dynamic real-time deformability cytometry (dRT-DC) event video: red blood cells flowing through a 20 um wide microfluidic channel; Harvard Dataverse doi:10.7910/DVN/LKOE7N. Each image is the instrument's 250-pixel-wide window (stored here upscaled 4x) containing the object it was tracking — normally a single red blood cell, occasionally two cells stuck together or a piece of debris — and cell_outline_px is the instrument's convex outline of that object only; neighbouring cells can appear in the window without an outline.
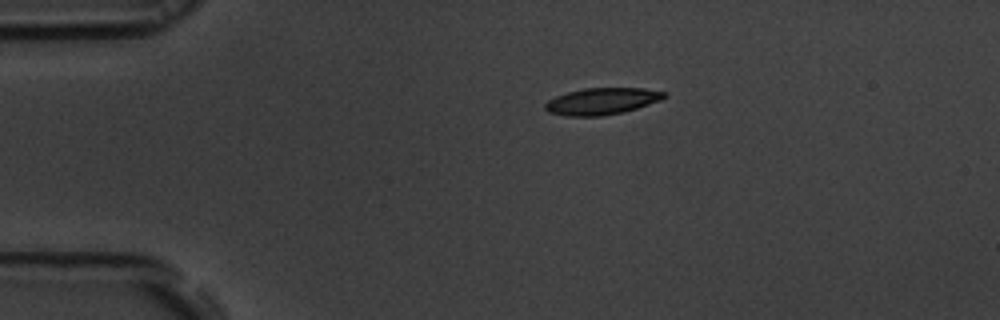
{"species": "common noctule bat (a hibernating species)", "species_latin": "Nyctalus noctula", "temperature_condition": "room temperature", "stored_images_in_passage": 45, "camera_frame_rate_fps": 3000, "um_per_image_px": 0.085, "animal": {"sex": "male", "body_mass_g": 19.5, "forearm_length_mm": 54.6}, "frame": {"image": 1, "passage_image": 1, "time_ms": 0.0, "image_size_px": [1000, 320], "cell_outline_px": [[668, 96], [660, 100], [624, 112], [600, 116], [564, 116], [548, 112], [544, 108], [544, 104], [548, 100], [556, 96], [568, 92], [584, 88], [644, 88], [668, 92]], "centroid_in_image_um": [51.16, 8.6], "position_along_channel_um": 33.8, "area_um2": 18.61}}
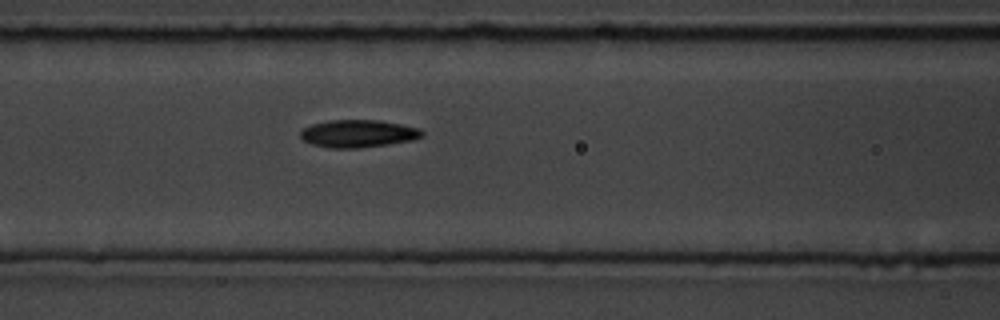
{"frame": {"image": 2, "passage_image": 13, "time_ms": 4.0, "image_size_px": [1000, 320], "cell_outline_px": [[424, 136], [412, 140], [388, 144], [360, 148], [328, 148], [312, 144], [304, 140], [300, 136], [300, 132], [304, 128], [312, 124], [328, 120], [380, 120], [420, 128], [424, 132]], "centroid_in_image_um": [30.46, 11.35], "position_along_channel_um": 136.1, "area_um2": 19.59}}
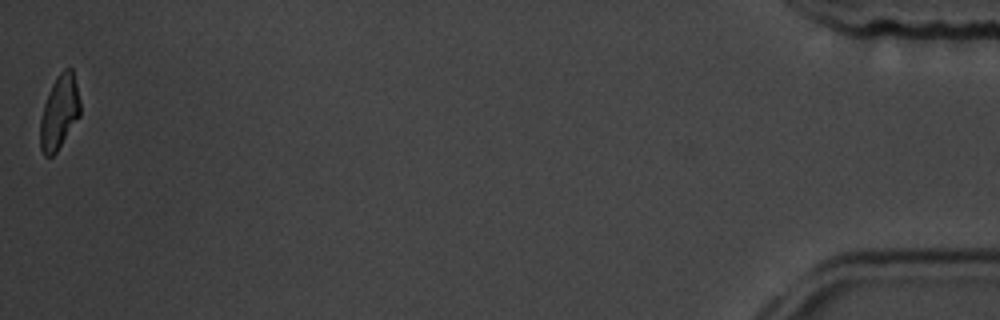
{"frame": {"image": 3, "passage_image": 45, "time_ms": 14.667, "image_size_px": [1000, 320], "cell_outline_px": [[80, 116], [56, 152], [52, 156], [44, 156], [40, 148], [40, 120], [44, 104], [48, 92], [56, 76], [64, 68], [72, 68], [80, 100]], "centroid_in_image_um": [5.04, 9.53], "position_along_channel_um": 430.2, "area_um2": 17.22}, "authors_computed_cell_mechanics": {"area_um2": 19.1318, "velocity_mm_per_s": 3.6761, "shape_relaxation_time_tau1_ms": 6.7326, "shape_relaxation_time_tau2_ms": 4.5088, "deformation_change_tau1": 0.1846, "deformation_change_tau2": 0.099}}